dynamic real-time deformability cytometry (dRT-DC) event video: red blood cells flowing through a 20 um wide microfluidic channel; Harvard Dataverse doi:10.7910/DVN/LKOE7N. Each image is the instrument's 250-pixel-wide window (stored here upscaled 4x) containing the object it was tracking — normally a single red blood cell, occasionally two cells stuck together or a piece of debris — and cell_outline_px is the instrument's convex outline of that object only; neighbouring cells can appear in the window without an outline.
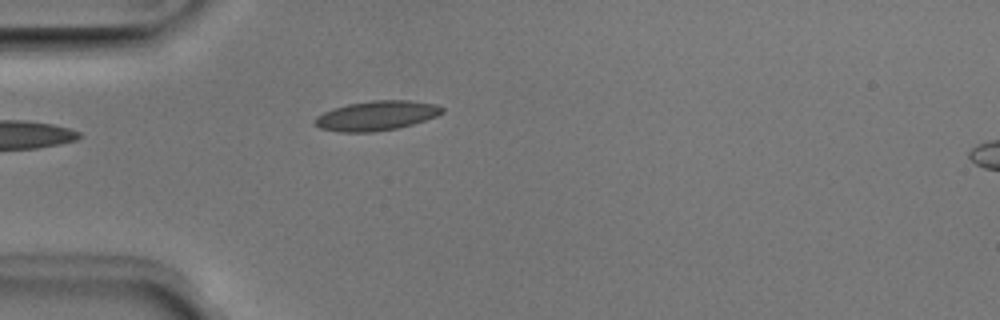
{"species": "Egyptian fruit bat (a non-hibernating species)", "species_latin": "Rousettus aegyptiacus", "temperature_condition": "room temperature", "stored_images_in_passage": 21, "camera_frame_rate_fps": 3000, "um_per_image_px": 0.085, "animal": {"sex": "male"}, "frame": {"image": 1, "passage_image": 1, "time_ms": 0.0, "image_size_px": [1000, 320], "cell_outline_px": [[444, 112], [436, 116], [412, 124], [396, 128], [372, 132], [340, 132], [320, 128], [312, 124], [312, 120], [316, 116], [332, 108], [348, 104], [372, 100], [408, 100], [436, 104], [444, 108]], "centroid_in_image_um": [31.95, 9.83], "position_along_channel_um": 53.0, "area_um2": 22.02}}
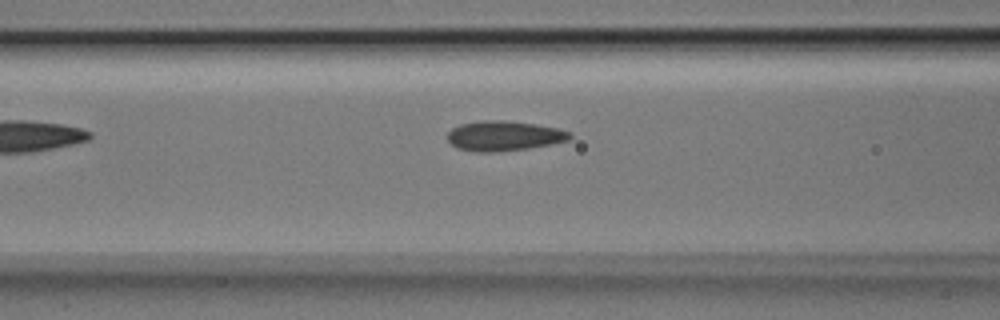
{"frame": {"image": 2, "passage_image": 7, "time_ms": 2.0, "image_size_px": [1000, 320], "cell_outline_px": [[572, 136], [568, 140], [528, 148], [496, 152], [476, 152], [456, 148], [448, 140], [448, 132], [452, 128], [460, 124], [480, 120], [504, 120], [536, 124], [556, 128], [568, 132]], "centroid_in_image_um": [42.78, 11.54], "position_along_channel_um": 123.8, "area_um2": 21.21}}
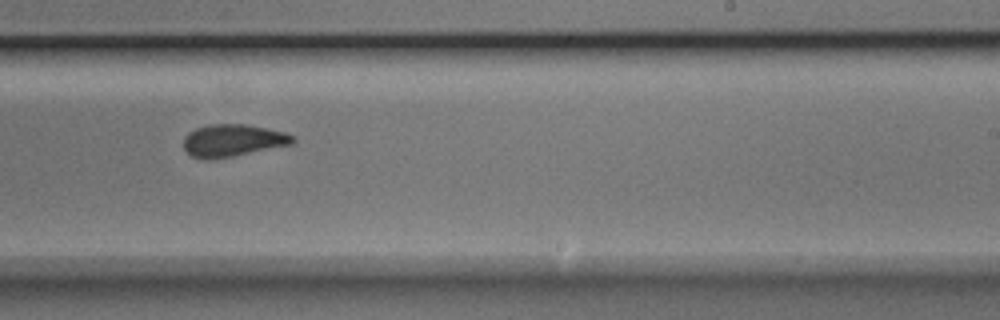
{"frame": {"image": 3, "passage_image": 18, "time_ms": 5.667, "image_size_px": [1000, 320], "cell_outline_px": [[296, 140], [292, 144], [212, 160], [204, 160], [192, 156], [184, 148], [184, 136], [188, 132], [196, 128], [208, 124], [248, 124], [268, 128], [284, 132], [296, 136]], "centroid_in_image_um": [19.79, 11.93], "position_along_channel_um": 269.2, "area_um2": 20.69}}